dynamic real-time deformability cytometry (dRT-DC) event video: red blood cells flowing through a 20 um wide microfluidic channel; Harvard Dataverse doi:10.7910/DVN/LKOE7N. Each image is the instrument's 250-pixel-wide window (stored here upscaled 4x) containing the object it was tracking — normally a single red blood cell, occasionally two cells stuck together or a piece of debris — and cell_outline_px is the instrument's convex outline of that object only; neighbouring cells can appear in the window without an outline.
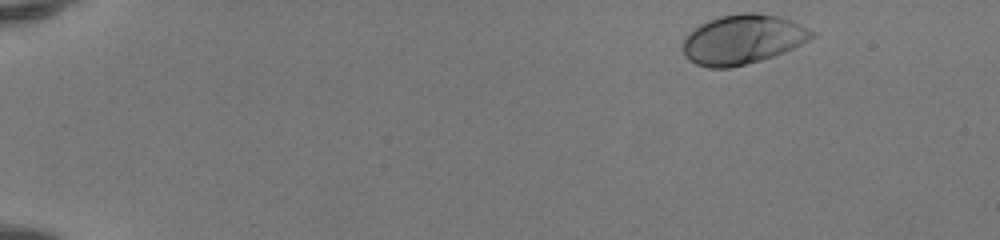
{"species": "human", "species_latin": "Homo sapiens", "temperature_condition": "room temperature", "stored_images_in_passage": 46, "camera_frame_rate_fps": 3000, "um_per_image_px": 0.085, "donor": {"sex": "female"}, "frame": {"image": 1, "passage_image": 1, "time_ms": 0.0, "image_size_px": [1000, 240], "cell_outline_px": [[816, 36], [784, 52], [760, 60], [728, 68], [708, 68], [696, 64], [688, 60], [684, 56], [684, 36], [700, 24], [720, 16], [740, 12], [756, 12], [776, 16], [792, 20], [816, 32]], "centroid_in_image_um": [63.12, 3.34], "position_along_channel_um": 21.9, "area_um2": 37.11}}
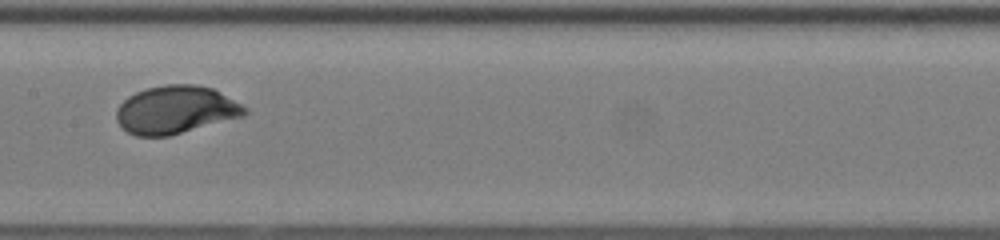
{"frame": {"image": 2, "passage_image": 23, "time_ms": 7.333, "image_size_px": [1000, 240], "cell_outline_px": [[248, 112], [244, 116], [168, 136], [136, 136], [128, 132], [116, 120], [116, 108], [128, 96], [136, 92], [148, 88], [168, 84], [196, 84], [212, 88], [220, 92], [248, 108]], "centroid_in_image_um": [14.94, 9.33], "position_along_channel_um": 192.5, "area_um2": 35.72}}
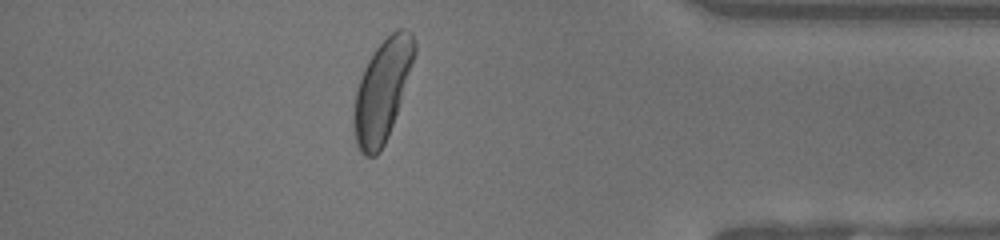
{"frame": {"image": 3, "passage_image": 40, "time_ms": 13.0, "image_size_px": [1000, 240], "cell_outline_px": [[416, 52], [388, 136], [380, 152], [376, 156], [364, 156], [360, 152], [356, 144], [352, 124], [352, 116], [356, 92], [364, 68], [368, 60], [376, 48], [392, 32], [400, 28], [404, 28], [412, 32], [416, 44]], "centroid_in_image_um": [32.46, 7.71], "position_along_channel_um": 402.7, "area_um2": 35.32}, "authors_computed_cell_mechanics": {"area_um2": 35.3736, "velocity_mm_per_s": 4.1343, "shape_relaxation_time_tau1_ms": 1.7715, "shape_relaxation_time_tau2_ms": null, "deformation_change_tau1": 0.1657, "deformation_change_tau2": null}}